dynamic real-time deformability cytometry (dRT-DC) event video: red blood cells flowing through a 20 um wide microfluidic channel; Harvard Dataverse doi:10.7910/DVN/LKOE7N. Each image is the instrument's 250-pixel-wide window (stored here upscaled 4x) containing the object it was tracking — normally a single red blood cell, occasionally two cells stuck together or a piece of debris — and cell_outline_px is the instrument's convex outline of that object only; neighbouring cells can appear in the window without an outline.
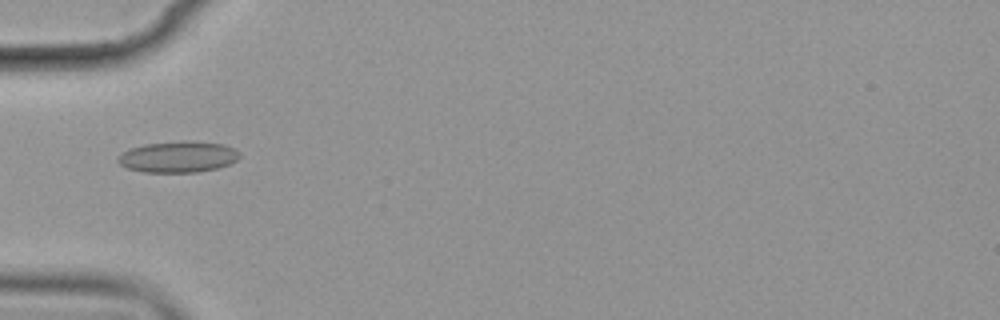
{"species": "common noctule bat (a hibernating species)", "species_latin": "Nyctalus noctula", "temperature_condition": "cold", "stored_images_in_passage": 7, "camera_frame_rate_fps": 3000, "um_per_image_px": 0.085, "animal": {"sex": "female", "body_mass_g": 19.9}, "frame": {"image": 1, "passage_image": 6, "time_ms": 6.0, "image_size_px": [1000, 320], "cell_outline_px": [[240, 156], [236, 160], [228, 164], [216, 168], [196, 172], [144, 172], [128, 168], [120, 164], [116, 160], [116, 156], [132, 148], [144, 144], [180, 140], [192, 140], [224, 144], [240, 152]], "centroid_in_image_um": [15.13, 13.31], "position_along_channel_um": 69.9, "area_um2": 22.2}}
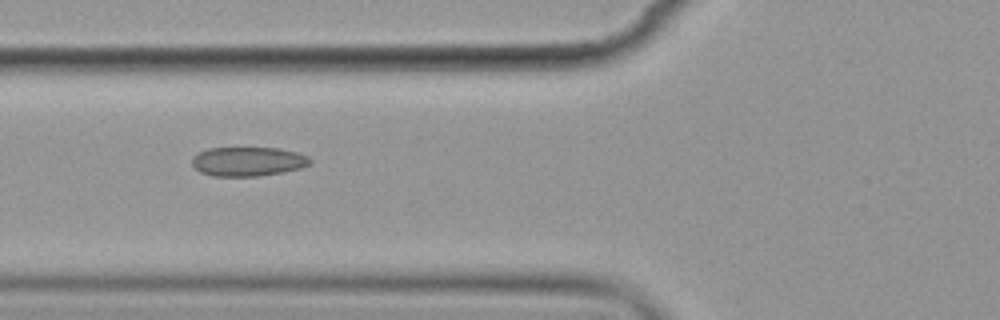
{"frame": {"image": 2, "passage_image": 7, "time_ms": 7.0, "image_size_px": [1000, 320], "cell_outline_px": [[312, 160], [308, 164], [300, 168], [280, 172], [256, 176], [212, 176], [200, 172], [192, 164], [192, 156], [208, 148], [276, 148], [296, 152], [308, 156]], "centroid_in_image_um": [21.04, 13.72], "position_along_channel_um": 104.8, "area_um2": 19.88}}